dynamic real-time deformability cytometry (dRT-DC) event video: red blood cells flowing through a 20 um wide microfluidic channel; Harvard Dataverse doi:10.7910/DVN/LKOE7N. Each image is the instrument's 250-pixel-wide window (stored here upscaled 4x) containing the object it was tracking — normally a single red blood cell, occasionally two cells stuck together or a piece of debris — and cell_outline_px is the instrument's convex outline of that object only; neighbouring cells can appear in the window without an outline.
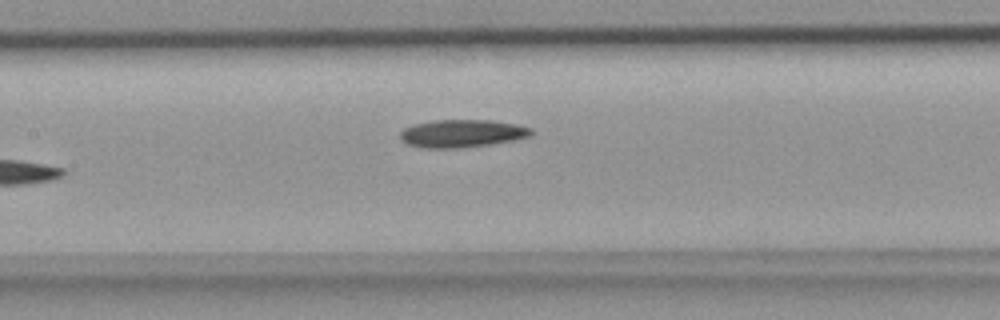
{"species": "common noctule bat (a hibernating species)", "species_latin": "Nyctalus noctula", "temperature_condition": "room temperature", "stored_images_in_passage": 7, "camera_frame_rate_fps": 3000, "um_per_image_px": 0.085, "animal": {"sex": "female", "body_mass_g": 18.4}, "frame": {"image": 1, "passage_image": 7, "time_ms": 2.0, "image_size_px": [1000, 320], "cell_outline_px": [[536, 132], [532, 136], [516, 140], [492, 144], [460, 148], [420, 148], [408, 144], [400, 136], [400, 132], [404, 128], [416, 124], [432, 120], [488, 120], [516, 124], [532, 128]], "centroid_in_image_um": [39.34, 11.35], "position_along_channel_um": 168.1, "area_um2": 21.39}}